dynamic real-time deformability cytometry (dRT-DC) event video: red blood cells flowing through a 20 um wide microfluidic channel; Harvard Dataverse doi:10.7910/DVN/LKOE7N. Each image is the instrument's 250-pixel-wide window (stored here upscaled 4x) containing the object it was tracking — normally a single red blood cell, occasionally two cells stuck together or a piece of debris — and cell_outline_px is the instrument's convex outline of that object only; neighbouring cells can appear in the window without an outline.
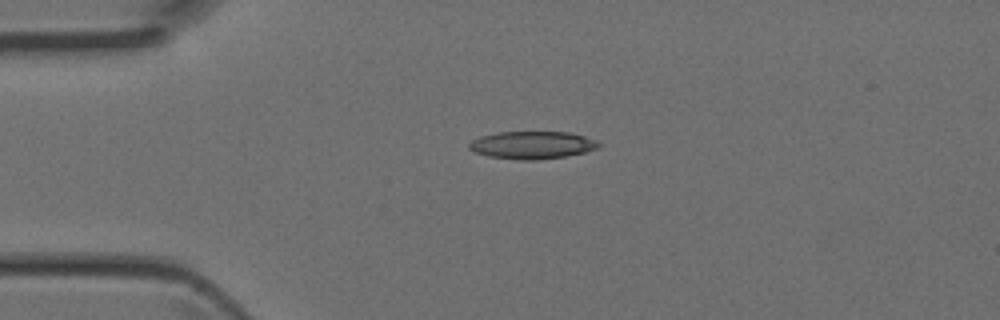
{"species": "Egyptian fruit bat (a non-hibernating species)", "species_latin": "Rousettus aegyptiacus", "temperature_condition": "room temperature", "stored_images_in_passage": 35, "camera_frame_rate_fps": 3000, "um_per_image_px": 0.085, "animal": {"sex": "female"}, "frame": {"image": 1, "passage_image": 1, "time_ms": 0.0, "image_size_px": [1000, 320], "cell_outline_px": [[600, 148], [584, 152], [564, 156], [536, 160], [520, 160], [488, 156], [476, 152], [468, 148], [468, 144], [472, 140], [480, 136], [496, 132], [568, 132], [584, 136], [596, 140], [600, 144]], "centroid_in_image_um": [45.23, 12.32], "position_along_channel_um": 39.8, "area_um2": 20.81}}
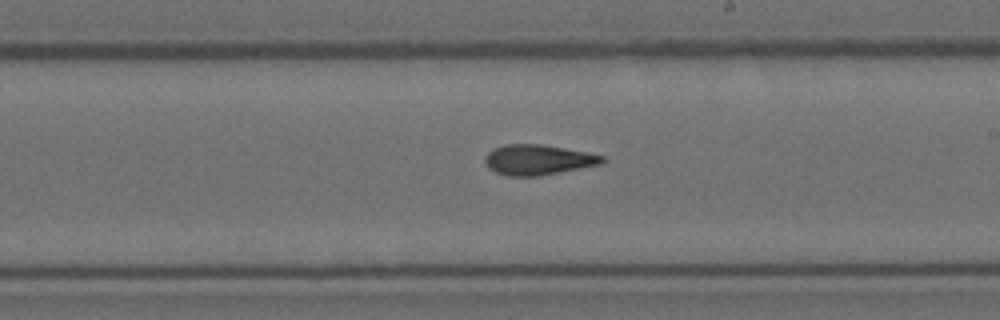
{"frame": {"image": 2, "passage_image": 16, "time_ms": 5.0, "image_size_px": [1000, 320], "cell_outline_px": [[604, 164], [540, 176], [508, 176], [496, 172], [488, 168], [484, 160], [484, 156], [492, 148], [504, 144], [540, 144], [588, 152], [604, 156]], "centroid_in_image_um": [45.73, 13.58], "position_along_channel_um": 243.3, "area_um2": 20.92}}
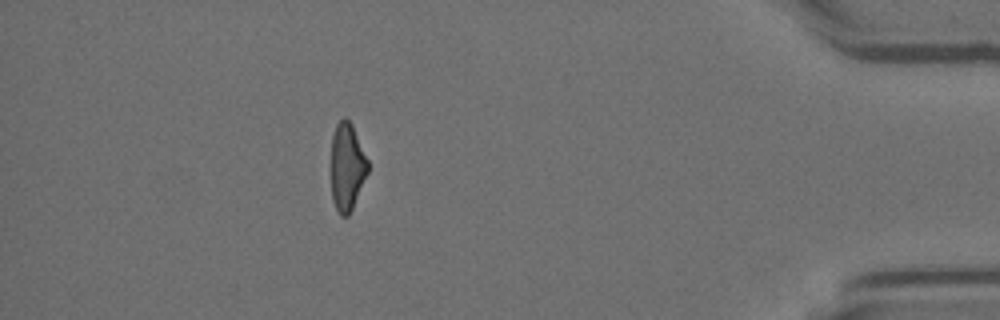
{"frame": {"image": 3, "passage_image": 30, "time_ms": 9.667, "image_size_px": [1000, 320], "cell_outline_px": [[368, 172], [352, 208], [348, 216], [340, 216], [332, 200], [332, 136], [336, 124], [344, 116], [352, 124], [368, 160]], "centroid_in_image_um": [29.5, 14.17], "position_along_channel_um": 405.7, "area_um2": 18.55}}